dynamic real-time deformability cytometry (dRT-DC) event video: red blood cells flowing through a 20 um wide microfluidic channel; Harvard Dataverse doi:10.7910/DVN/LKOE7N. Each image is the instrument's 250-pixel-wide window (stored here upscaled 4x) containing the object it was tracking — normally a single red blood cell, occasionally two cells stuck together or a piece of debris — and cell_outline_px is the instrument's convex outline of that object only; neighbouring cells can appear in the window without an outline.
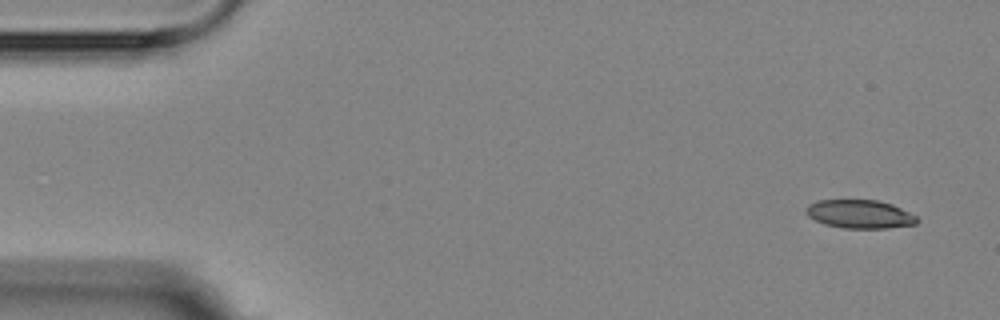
{"species": "Egyptian fruit bat (a non-hibernating species)", "species_latin": "Rousettus aegyptiacus", "temperature_condition": "room temperature", "stored_images_in_passage": 5, "camera_frame_rate_fps": 3000, "um_per_image_px": 0.085, "animal": {"sex": "female"}, "frame": {"image": 1, "passage_image": 1, "time_ms": 0.0, "image_size_px": [1000, 320], "cell_outline_px": [[920, 220], [916, 224], [888, 228], [844, 228], [824, 224], [808, 216], [804, 212], [804, 208], [808, 204], [816, 200], [876, 200], [892, 204], [916, 216]], "centroid_in_image_um": [73.05, 18.19], "position_along_channel_um": 12.0, "area_um2": 18.5}}